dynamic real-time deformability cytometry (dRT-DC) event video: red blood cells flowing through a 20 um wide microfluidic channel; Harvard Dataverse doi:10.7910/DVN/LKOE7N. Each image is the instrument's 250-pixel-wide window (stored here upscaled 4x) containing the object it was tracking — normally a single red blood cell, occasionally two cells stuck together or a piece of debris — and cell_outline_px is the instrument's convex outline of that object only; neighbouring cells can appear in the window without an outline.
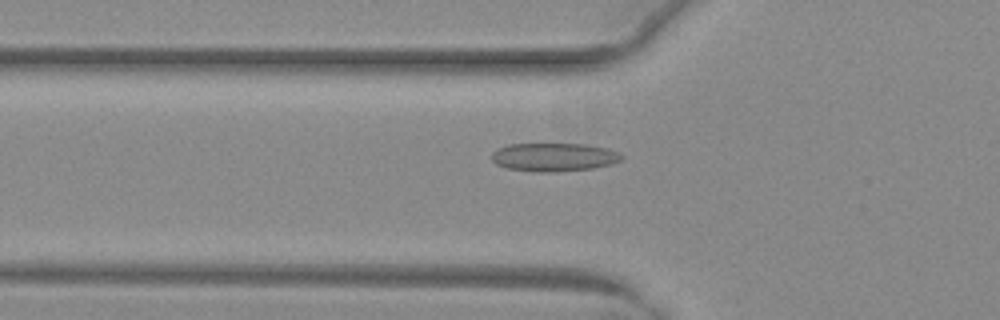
{"species": "common noctule bat (a hibernating species)", "species_latin": "Nyctalus noctula", "temperature_condition": "warm", "stored_images_in_passage": 52, "camera_frame_rate_fps": 3000, "um_per_image_px": 0.085, "animal": {"sex": "female", "body_mass_g": 29.2, "forearm_length_mm": 56.3}, "frame": {"image": 1, "passage_image": 19, "time_ms": 6.0, "image_size_px": [1000, 320], "cell_outline_px": [[624, 156], [620, 160], [612, 164], [592, 168], [552, 172], [536, 172], [508, 168], [496, 164], [492, 160], [492, 152], [496, 148], [508, 144], [584, 144], [608, 148], [620, 152]], "centroid_in_image_um": [47.08, 13.35], "position_along_channel_um": 78.7, "area_um2": 21.56}}
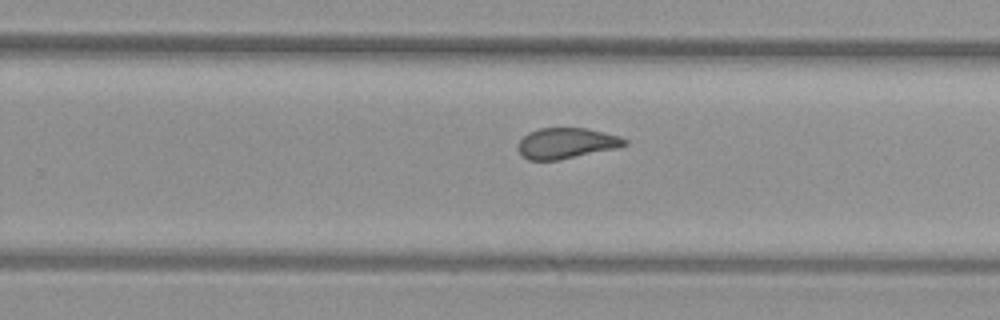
{"frame": {"image": 2, "passage_image": 34, "time_ms": 11.0, "image_size_px": [1000, 320], "cell_outline_px": [[628, 144], [620, 148], [560, 160], [528, 160], [520, 152], [520, 140], [528, 132], [540, 128], [588, 128], [620, 136], [628, 140]], "centroid_in_image_um": [48.23, 12.17], "position_along_channel_um": 281.6, "area_um2": 19.19}}
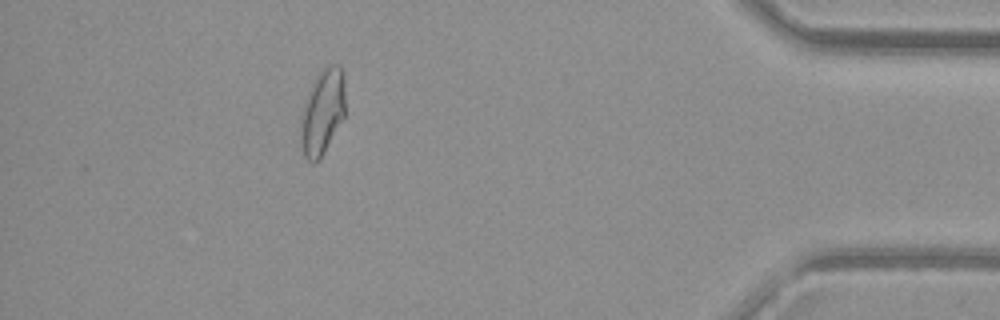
{"frame": {"image": 3, "passage_image": 47, "time_ms": 15.333, "image_size_px": [1000, 320], "cell_outline_px": [[344, 116], [320, 160], [312, 164], [304, 156], [300, 144], [300, 116], [304, 104], [312, 84], [316, 76], [328, 64], [340, 64], [344, 72]], "centroid_in_image_um": [27.39, 9.53], "position_along_channel_um": 407.8, "area_um2": 22.37}, "authors_computed_cell_mechanics": {"area_um2": 21.1837, "velocity_mm_per_s": 4.0575, "shape_relaxation_time_tau1_ms": null, "shape_relaxation_time_tau2_ms": 1.3311, "deformation_change_tau1": null, "deformation_change_tau2": 0.0739}}